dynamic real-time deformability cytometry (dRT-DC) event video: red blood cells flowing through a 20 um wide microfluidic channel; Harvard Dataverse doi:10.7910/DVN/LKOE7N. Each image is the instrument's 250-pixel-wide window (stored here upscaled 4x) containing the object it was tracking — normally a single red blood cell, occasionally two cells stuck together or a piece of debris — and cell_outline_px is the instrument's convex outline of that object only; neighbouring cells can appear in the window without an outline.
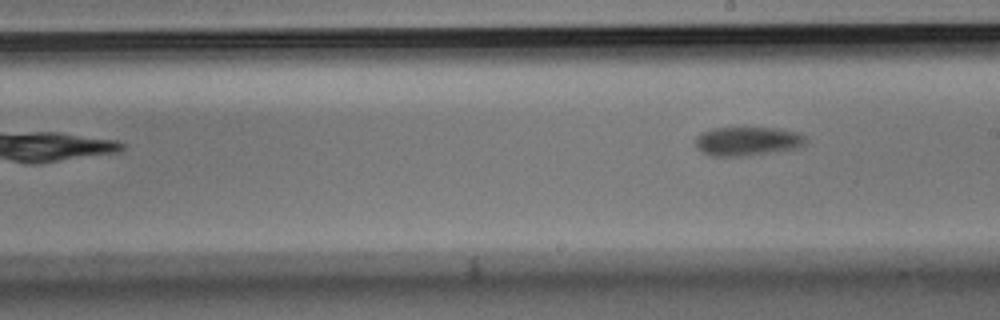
{"species": "Egyptian fruit bat (a non-hibernating species)", "species_latin": "Rousettus aegyptiacus", "temperature_condition": "room temperature", "stored_images_in_passage": 8, "segment_of_instrument_passage": [2, 2], "camera_frame_rate_fps": 3000, "um_per_image_px": 0.085, "animal": {"sex": "male"}, "frame": {"image": 1, "passage_image": 8, "time_ms": 2.333, "image_size_px": [1000, 320], "cell_outline_px": [[808, 140], [804, 144], [796, 148], [744, 156], [712, 156], [700, 152], [696, 148], [696, 136], [712, 128], [776, 128], [796, 132], [804, 136]], "centroid_in_image_um": [63.5, 12.01], "position_along_channel_um": 225.5, "area_um2": 18.44}}